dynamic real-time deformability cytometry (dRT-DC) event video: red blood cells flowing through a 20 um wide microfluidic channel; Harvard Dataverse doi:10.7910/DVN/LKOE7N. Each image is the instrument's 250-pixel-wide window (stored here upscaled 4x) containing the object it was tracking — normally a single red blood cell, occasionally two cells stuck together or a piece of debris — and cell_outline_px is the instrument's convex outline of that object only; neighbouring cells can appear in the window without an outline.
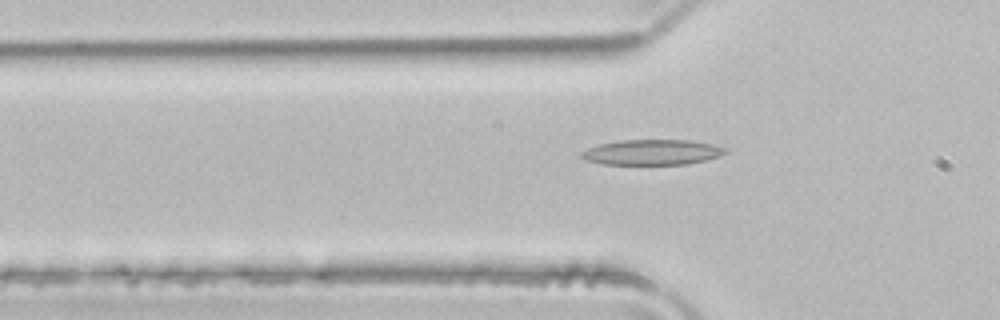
{"species": "common noctule bat (a hibernating species)", "species_latin": "Nyctalus noctula", "temperature_condition": "room temperature", "stored_images_in_passage": 50, "camera_frame_rate_fps": 3000, "um_per_image_px": 0.085, "animal": {"sex": "male", "body_mass_g": 21.5, "forearm_length_mm": 52.0}, "frame": {"image": 1, "passage_image": 16, "time_ms": 5.0, "image_size_px": [1000, 320], "cell_outline_px": [[728, 152], [720, 156], [688, 164], [600, 164], [584, 160], [580, 156], [580, 152], [588, 148], [600, 144], [620, 140], [692, 140], [712, 144], [728, 148]], "centroid_in_image_um": [55.43, 12.94], "position_along_channel_um": 70.4, "area_um2": 21.39}}
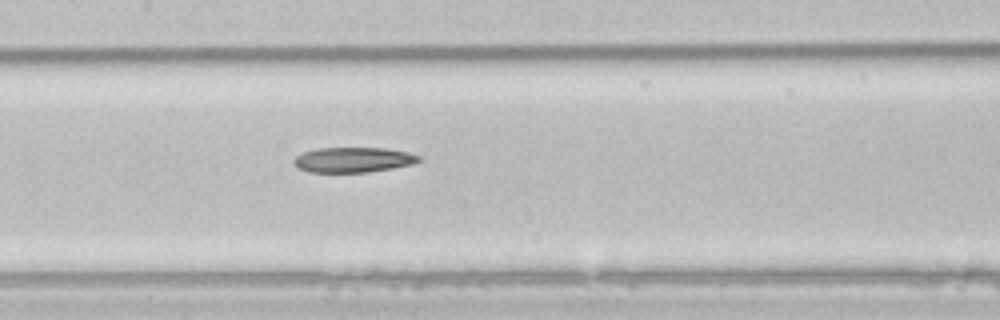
{"frame": {"image": 2, "passage_image": 24, "time_ms": 7.667, "image_size_px": [1000, 320], "cell_outline_px": [[420, 160], [412, 164], [392, 168], [368, 172], [308, 172], [300, 168], [292, 160], [296, 156], [304, 152], [316, 148], [384, 148], [408, 152], [420, 156]], "centroid_in_image_um": [30.02, 13.58], "position_along_channel_um": 177.4, "area_um2": 18.15}}
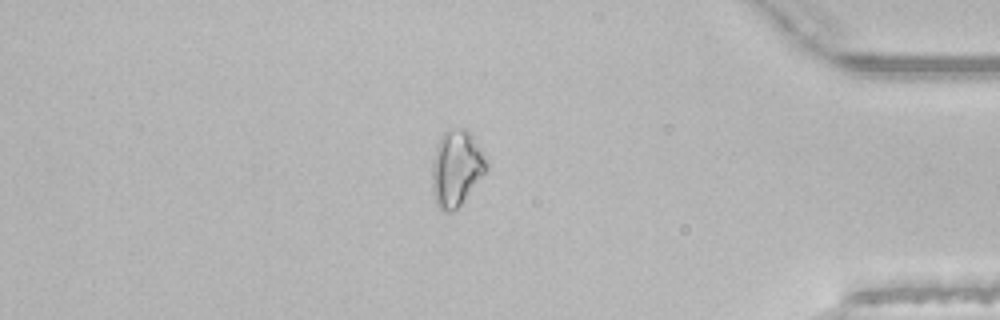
{"frame": {"image": 3, "passage_image": 43, "time_ms": 14.0, "image_size_px": [1000, 320], "cell_outline_px": [[488, 168], [460, 204], [456, 208], [448, 212], [444, 212], [436, 204], [432, 192], [432, 164], [436, 148], [440, 136], [448, 128], [464, 128], [472, 136], [484, 156], [488, 164]], "centroid_in_image_um": [38.76, 14.28], "position_along_channel_um": 396.4, "area_um2": 23.64}}